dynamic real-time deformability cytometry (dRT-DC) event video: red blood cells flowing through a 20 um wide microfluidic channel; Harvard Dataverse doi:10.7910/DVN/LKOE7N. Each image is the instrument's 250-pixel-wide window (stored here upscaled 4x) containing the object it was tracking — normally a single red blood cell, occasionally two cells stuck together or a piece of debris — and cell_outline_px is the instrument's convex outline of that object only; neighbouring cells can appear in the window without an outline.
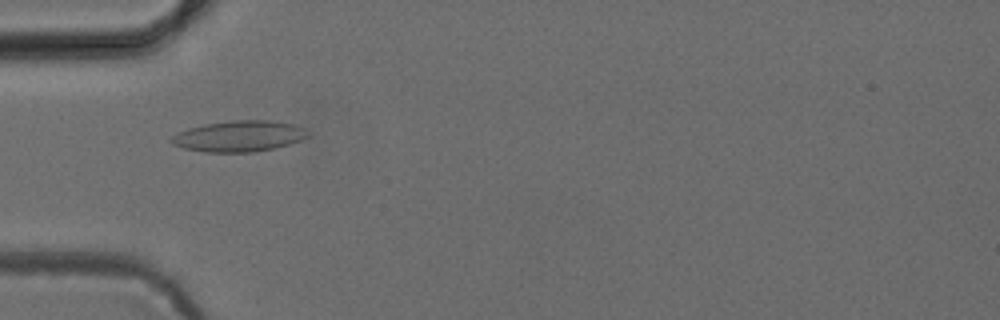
{"species": "common noctule bat (a hibernating species)", "species_latin": "Nyctalus noctula", "temperature_condition": "cold", "stored_images_in_passage": 52, "camera_frame_rate_fps": 3000, "um_per_image_px": 0.085, "animal": {"sex": "female", "body_mass_g": 24.6, "forearm_length_mm": 56.2}, "frame": {"image": 1, "passage_image": 17, "time_ms": 5.333, "image_size_px": [1000, 320], "cell_outline_px": [[312, 136], [292, 144], [276, 148], [252, 152], [204, 152], [184, 148], [172, 144], [168, 140], [172, 136], [188, 128], [204, 124], [232, 120], [268, 120], [292, 124], [304, 128]], "centroid_in_image_um": [20.35, 11.58], "position_along_channel_um": 64.6, "area_um2": 24.85}}
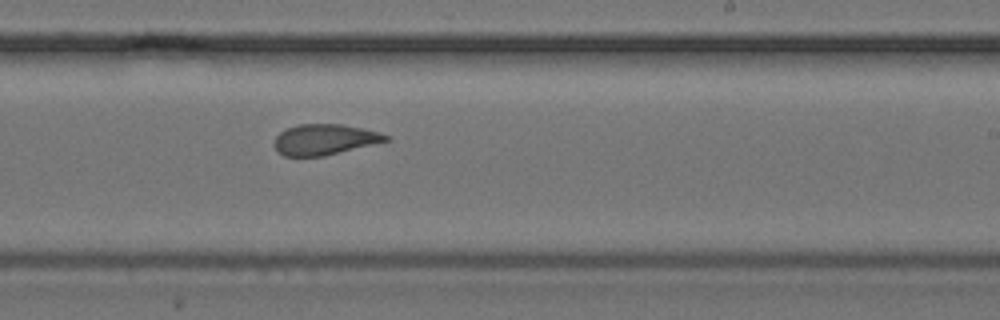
{"frame": {"image": 2, "passage_image": 32, "time_ms": 10.333, "image_size_px": [1000, 320], "cell_outline_px": [[392, 140], [324, 156], [284, 156], [272, 144], [276, 136], [280, 132], [288, 128], [300, 124], [340, 124], [380, 132], [388, 136]], "centroid_in_image_um": [27.6, 11.86], "position_along_channel_um": 261.4, "area_um2": 19.88}}
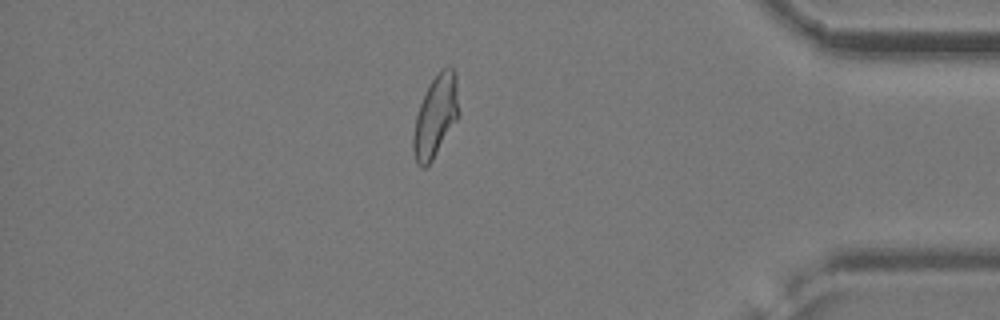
{"frame": {"image": 3, "passage_image": 45, "time_ms": 14.667, "image_size_px": [1000, 320], "cell_outline_px": [[460, 116], [432, 160], [424, 168], [420, 168], [416, 164], [412, 148], [412, 136], [416, 116], [420, 104], [428, 84], [448, 64], [456, 72], [460, 112]], "centroid_in_image_um": [37.04, 9.88], "position_along_channel_um": 398.2, "area_um2": 22.02}}